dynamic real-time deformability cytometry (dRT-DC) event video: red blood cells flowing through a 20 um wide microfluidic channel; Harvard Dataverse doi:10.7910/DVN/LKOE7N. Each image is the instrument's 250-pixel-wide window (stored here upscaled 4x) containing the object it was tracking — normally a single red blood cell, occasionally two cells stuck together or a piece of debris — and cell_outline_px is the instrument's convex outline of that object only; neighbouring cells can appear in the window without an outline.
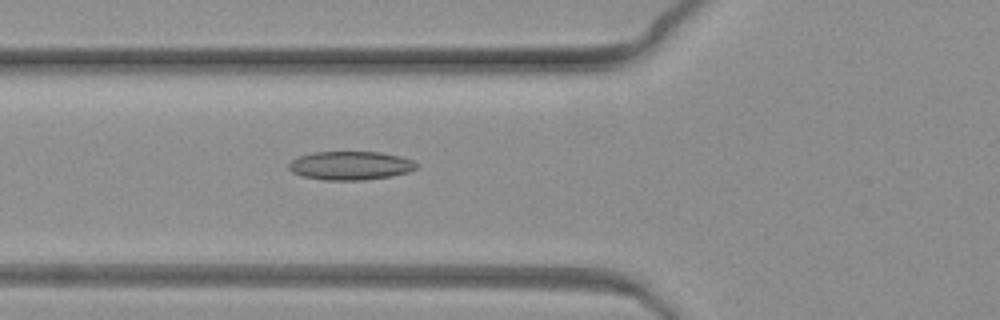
{"species": "common noctule bat (a hibernating species)", "species_latin": "Nyctalus noctula", "temperature_condition": "warm", "stored_images_in_passage": 59, "camera_frame_rate_fps": 3000, "um_per_image_px": 0.085, "animal": {"sex": "female", "body_mass_g": 19.3, "forearm_length_mm": 54.1}, "frame": {"image": 1, "passage_image": 22, "time_ms": 7.0, "image_size_px": [1000, 320], "cell_outline_px": [[420, 164], [416, 168], [408, 172], [392, 176], [364, 180], [320, 180], [304, 176], [292, 172], [288, 168], [288, 164], [292, 160], [300, 156], [312, 152], [380, 152], [400, 156], [412, 160]], "centroid_in_image_um": [29.8, 14.08], "position_along_channel_um": 96.0, "area_um2": 21.39}}
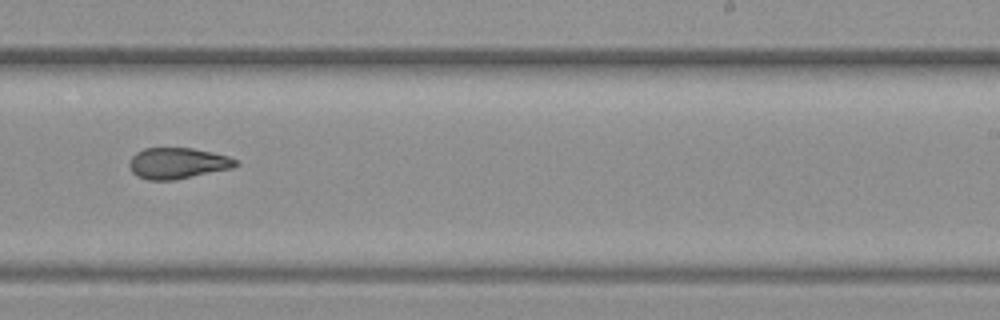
{"frame": {"image": 2, "passage_image": 37, "time_ms": 12.0, "image_size_px": [1000, 320], "cell_outline_px": [[240, 164], [232, 168], [176, 180], [148, 180], [136, 176], [132, 172], [128, 164], [132, 156], [136, 152], [144, 148], [192, 148], [212, 152], [228, 156], [236, 160]], "centroid_in_image_um": [15.08, 13.88], "position_along_channel_um": 273.9, "area_um2": 19.36}}
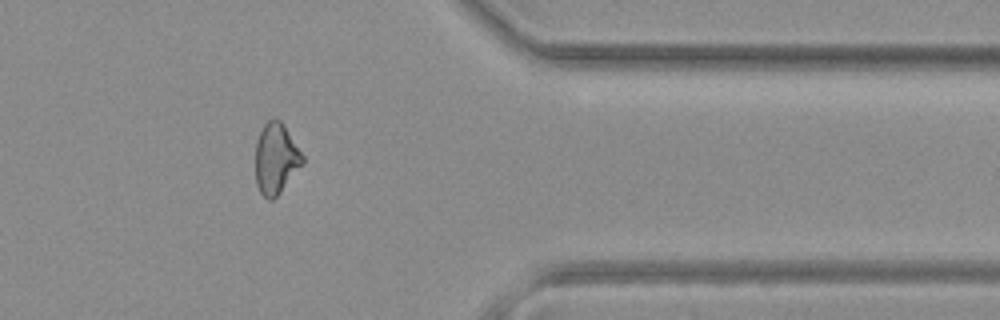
{"frame": {"image": 3, "passage_image": 48, "time_ms": 15.667, "image_size_px": [1000, 320], "cell_outline_px": [[304, 164], [280, 192], [272, 200], [268, 200], [260, 192], [256, 184], [256, 140], [264, 124], [272, 116], [276, 116], [284, 124], [304, 156]], "centroid_in_image_um": [23.46, 13.45], "position_along_channel_um": 387.9, "area_um2": 19.65}}